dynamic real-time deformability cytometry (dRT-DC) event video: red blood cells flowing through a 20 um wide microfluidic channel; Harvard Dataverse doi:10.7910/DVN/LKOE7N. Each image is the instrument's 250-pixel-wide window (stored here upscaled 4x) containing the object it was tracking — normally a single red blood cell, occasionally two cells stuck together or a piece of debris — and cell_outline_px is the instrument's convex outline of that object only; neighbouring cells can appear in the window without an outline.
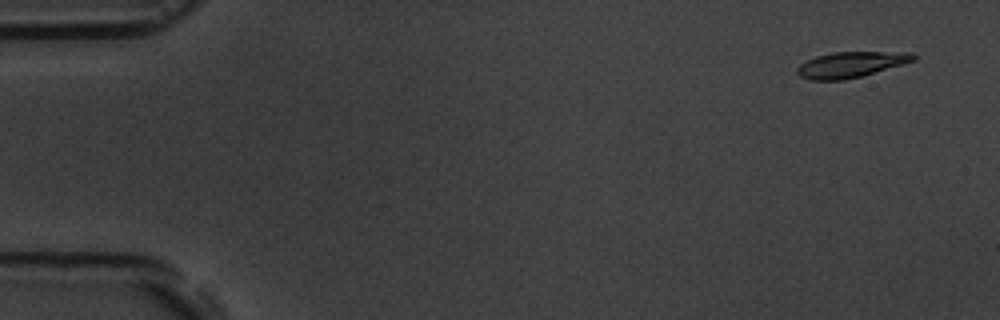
{"species": "common noctule bat (a hibernating species)", "species_latin": "Nyctalus noctula", "temperature_condition": "room temperature", "stored_images_in_passage": 5, "camera_frame_rate_fps": 3000, "um_per_image_px": 0.085, "animal": {"sex": "male", "body_mass_g": 19.5, "forearm_length_mm": 54.6}, "frame": {"image": 1, "passage_image": 1, "time_ms": 0.0, "image_size_px": [1000, 320], "cell_outline_px": [[916, 60], [904, 64], [860, 76], [844, 80], [808, 80], [800, 76], [796, 72], [796, 68], [800, 64], [816, 56], [832, 52], [912, 52], [916, 56]], "centroid_in_image_um": [72.32, 5.49], "position_along_channel_um": 12.7, "area_um2": 17.4}}
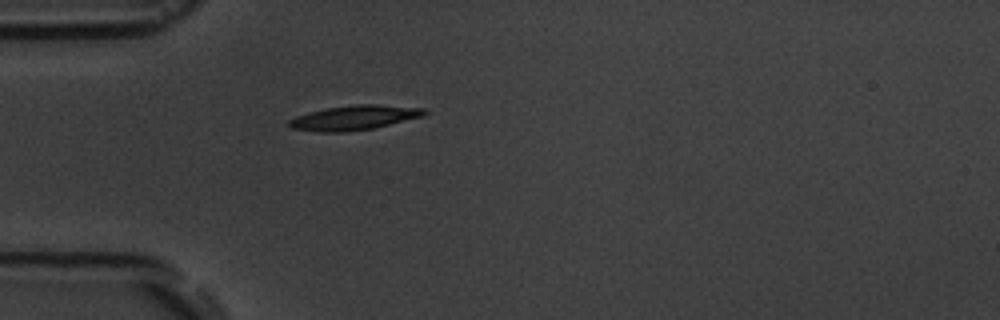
{"frame": {"image": 2, "passage_image": 5, "time_ms": 4.333, "image_size_px": [1000, 320], "cell_outline_px": [[428, 112], [424, 116], [372, 128], [344, 132], [320, 132], [292, 128], [288, 124], [288, 120], [296, 116], [308, 112], [328, 108], [356, 104], [376, 104], [424, 108]], "centroid_in_image_um": [30.11, 10.0], "position_along_channel_um": 54.9, "area_um2": 19.25}}